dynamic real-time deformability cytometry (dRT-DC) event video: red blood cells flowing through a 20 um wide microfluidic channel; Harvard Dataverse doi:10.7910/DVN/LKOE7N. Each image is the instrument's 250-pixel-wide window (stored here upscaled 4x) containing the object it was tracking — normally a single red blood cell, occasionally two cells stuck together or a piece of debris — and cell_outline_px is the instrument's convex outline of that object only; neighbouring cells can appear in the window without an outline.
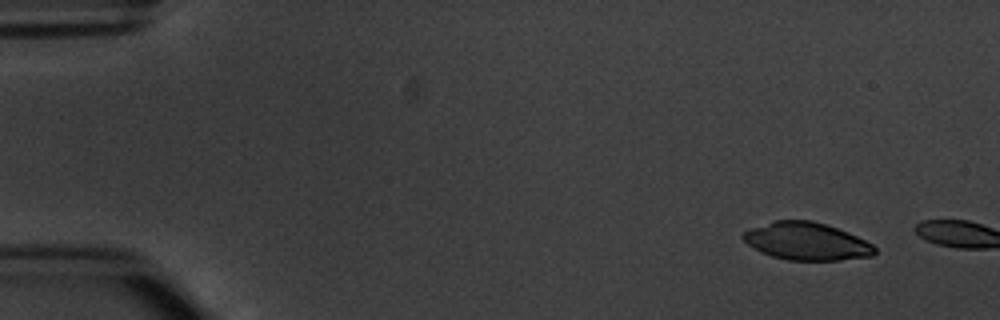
{"species": "common noctule bat (a hibernating species)", "species_latin": "Nyctalus noctula", "temperature_condition": "warm", "stored_images_in_passage": 2, "camera_frame_rate_fps": 3000, "um_per_image_px": 0.085, "animal": {"sex": "male", "body_mass_g": 20.1, "forearm_length_mm": 53.5}, "frame": {"image": 1, "passage_image": 1, "time_ms": 0.0, "image_size_px": [1000, 320], "cell_outline_px": [[876, 252], [872, 256], [840, 260], [788, 260], [772, 256], [760, 252], [752, 248], [740, 236], [744, 232], [752, 228], [776, 220], [812, 220], [848, 232], [872, 244], [876, 248]], "centroid_in_image_um": [68.55, 20.52], "position_along_channel_um": 16.4, "area_um2": 28.67}}